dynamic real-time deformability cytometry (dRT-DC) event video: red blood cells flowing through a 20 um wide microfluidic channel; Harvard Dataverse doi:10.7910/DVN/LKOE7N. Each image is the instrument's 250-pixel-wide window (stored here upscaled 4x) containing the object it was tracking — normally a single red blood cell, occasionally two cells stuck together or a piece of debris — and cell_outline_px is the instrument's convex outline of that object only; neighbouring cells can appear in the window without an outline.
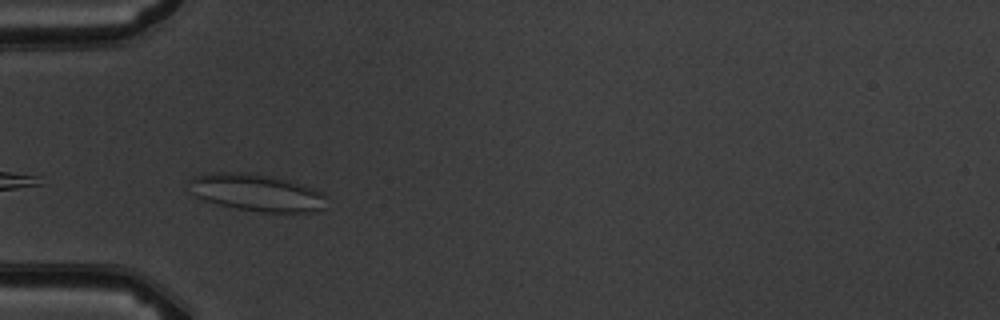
{"species": "common noctule bat (a hibernating species)", "species_latin": "Nyctalus noctula", "temperature_condition": "warm", "stored_images_in_passage": 4, "camera_frame_rate_fps": 3000, "um_per_image_px": 0.085, "animal": {"sex": "male", "body_mass_g": 19.5, "forearm_length_mm": 54.6}, "frame": {"image": 1, "passage_image": 3, "time_ms": 2.333, "image_size_px": [1000, 320], "cell_outline_px": [[328, 196], [324, 208], [316, 212], [260, 212], [236, 208], [204, 200], [196, 196], [192, 192], [188, 180], [192, 176], [204, 172], [252, 172], [276, 176], [292, 180], [324, 192]], "centroid_in_image_um": [21.85, 16.34], "position_along_channel_um": 63.1, "area_um2": 30.52}}
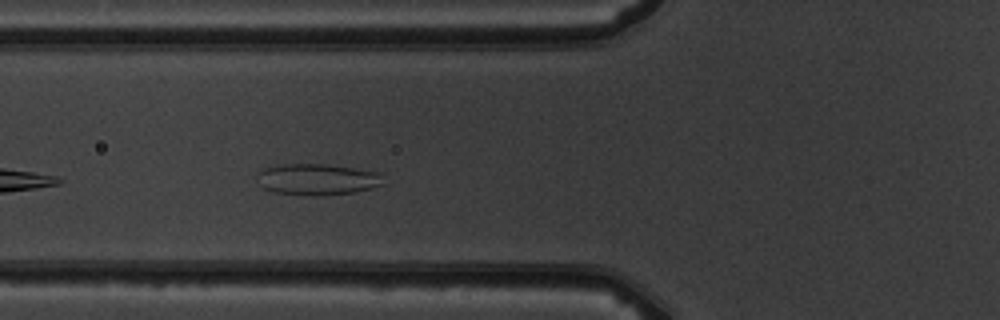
{"frame": {"image": 2, "passage_image": 4, "time_ms": 3.333, "image_size_px": [1000, 320], "cell_outline_px": [[384, 184], [372, 188], [352, 192], [324, 196], [312, 196], [272, 192], [264, 188], [260, 184], [256, 172], [264, 168], [280, 164], [324, 164], [380, 172]], "centroid_in_image_um": [26.95, 15.25], "position_along_channel_um": 98.9, "area_um2": 23.12}}